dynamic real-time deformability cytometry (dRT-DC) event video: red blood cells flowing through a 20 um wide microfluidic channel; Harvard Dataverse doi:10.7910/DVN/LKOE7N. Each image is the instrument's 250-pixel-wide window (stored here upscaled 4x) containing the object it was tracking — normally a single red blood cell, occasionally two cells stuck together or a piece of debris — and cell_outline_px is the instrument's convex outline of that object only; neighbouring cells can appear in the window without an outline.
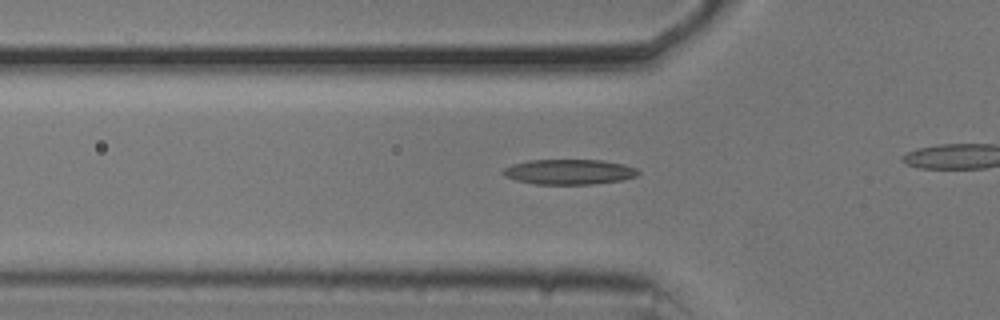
{"species": "common noctule bat (a hibernating species)", "species_latin": "Nyctalus noctula", "temperature_condition": "cold", "stored_images_in_passage": 43, "camera_frame_rate_fps": 3000, "um_per_image_px": 0.085, "animal": {"sex": "male", "body_mass_g": 20.5, "forearm_length_mm": 52.5}, "frame": {"image": 1, "passage_image": 18, "time_ms": 5.667, "image_size_px": [1000, 320], "cell_outline_px": [[640, 172], [636, 176], [620, 180], [592, 184], [536, 184], [516, 180], [504, 176], [500, 172], [504, 168], [512, 164], [528, 160], [600, 160], [624, 164], [636, 168]], "centroid_in_image_um": [48.34, 14.6], "position_along_channel_um": 77.5, "area_um2": 19.77}}
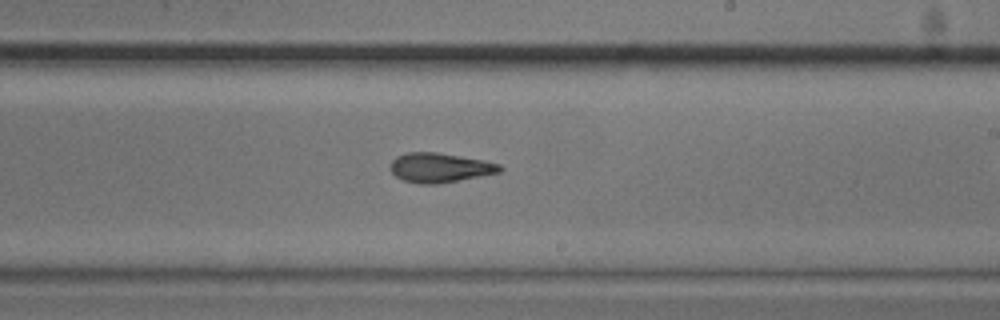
{"frame": {"image": 2, "passage_image": 32, "time_ms": 10.333, "image_size_px": [1000, 320], "cell_outline_px": [[504, 168], [500, 172], [480, 176], [436, 184], [420, 184], [404, 180], [396, 176], [392, 172], [392, 160], [396, 156], [404, 152], [436, 152], [484, 160], [500, 164]], "centroid_in_image_um": [37.4, 14.24], "position_along_channel_um": 251.6, "area_um2": 18.67}}
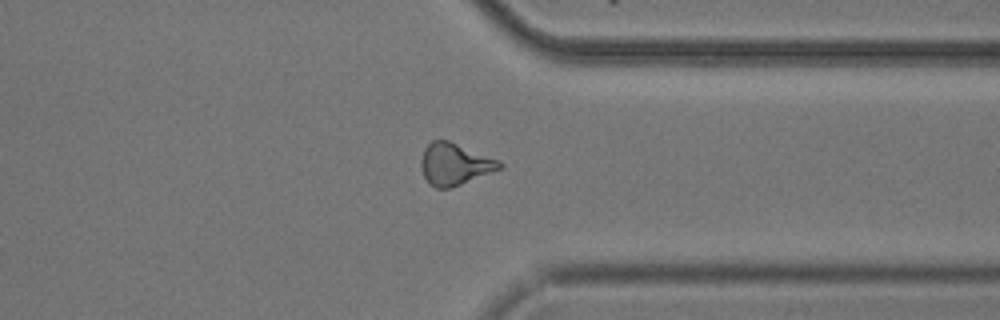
{"frame": {"image": 3, "passage_image": 42, "time_ms": 13.667, "image_size_px": [1000, 320], "cell_outline_px": [[504, 168], [460, 184], [448, 188], [436, 188], [424, 176], [420, 168], [420, 160], [424, 148], [432, 140], [448, 140], [500, 160], [504, 164]], "centroid_in_image_um": [38.66, 13.93], "position_along_channel_um": 372.7, "area_um2": 19.13}}